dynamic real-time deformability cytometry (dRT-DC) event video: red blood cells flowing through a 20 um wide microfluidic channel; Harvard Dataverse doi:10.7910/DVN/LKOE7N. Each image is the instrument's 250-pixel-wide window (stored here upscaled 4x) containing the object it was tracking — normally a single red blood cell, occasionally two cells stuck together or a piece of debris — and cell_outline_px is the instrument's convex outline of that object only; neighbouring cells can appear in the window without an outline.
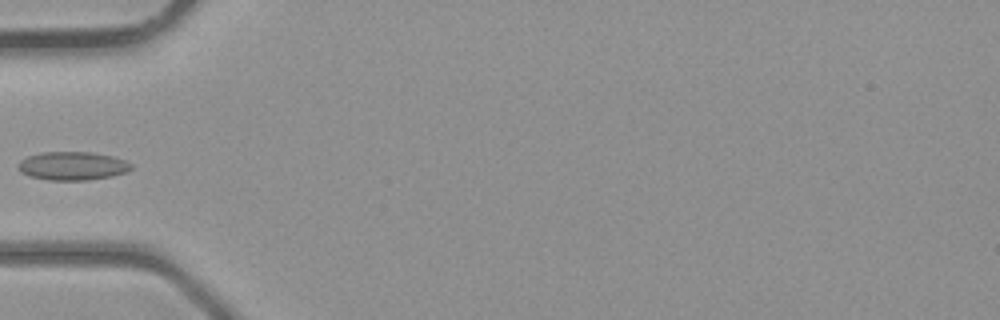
{"species": "common noctule bat (a hibernating species)", "species_latin": "Nyctalus noctula", "temperature_condition": "room temperature", "stored_images_in_passage": 4, "camera_frame_rate_fps": 3000, "um_per_image_px": 0.085, "animal": {"sex": "male", "body_mass_g": 23.1, "forearm_length_mm": 52.7}, "frame": {"image": 1, "passage_image": 4, "time_ms": 3.333, "image_size_px": [1000, 320], "cell_outline_px": [[132, 168], [124, 172], [112, 176], [88, 180], [48, 180], [28, 176], [20, 172], [20, 160], [28, 156], [40, 152], [92, 152], [112, 156], [124, 160], [132, 164]], "centroid_in_image_um": [6.15, 14.1], "position_along_channel_um": 78.8, "area_um2": 18.67}}